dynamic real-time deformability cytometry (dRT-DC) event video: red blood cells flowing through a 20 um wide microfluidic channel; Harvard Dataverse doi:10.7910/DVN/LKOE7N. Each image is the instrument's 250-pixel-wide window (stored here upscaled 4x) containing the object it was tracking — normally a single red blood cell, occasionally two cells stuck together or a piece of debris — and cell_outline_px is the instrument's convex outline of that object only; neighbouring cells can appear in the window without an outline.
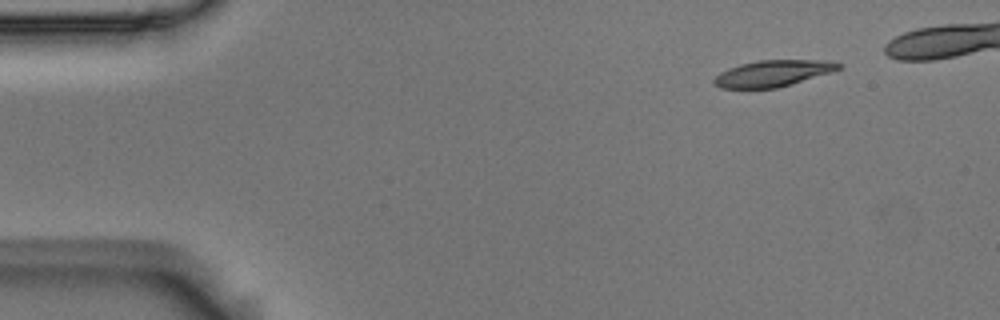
{"species": "Egyptian fruit bat (a non-hibernating species)", "species_latin": "Rousettus aegyptiacus", "temperature_condition": "room temperature", "stored_images_in_passage": 43, "camera_frame_rate_fps": 3000, "um_per_image_px": 0.085, "animal": {"sex": "male"}, "frame": {"image": 1, "passage_image": 1, "time_ms": 0.0, "image_size_px": [1000, 320], "cell_outline_px": [[840, 68], [792, 84], [776, 88], [720, 88], [712, 80], [720, 72], [728, 68], [740, 64], [760, 60], [820, 60], [840, 64]], "centroid_in_image_um": [65.61, 6.24], "position_along_channel_um": 19.4, "area_um2": 18.67}}
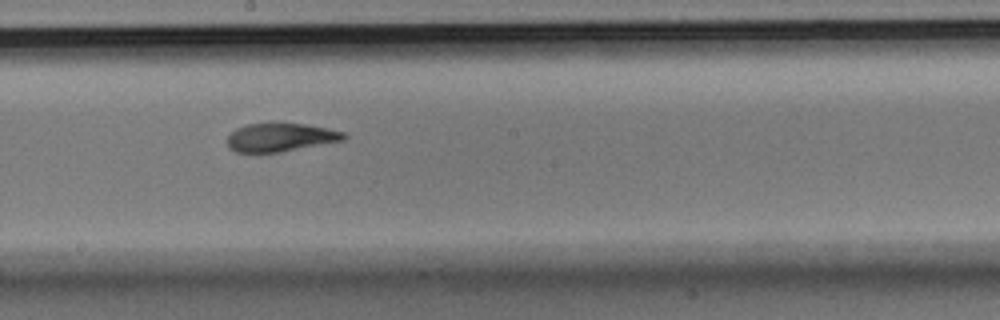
{"frame": {"image": 2, "passage_image": 25, "time_ms": 8.0, "image_size_px": [1000, 320], "cell_outline_px": [[348, 136], [344, 140], [280, 152], [236, 152], [228, 148], [228, 136], [236, 128], [248, 124], [276, 120], [304, 124], [328, 128], [344, 132]], "centroid_in_image_um": [23.84, 11.63], "position_along_channel_um": 224.4, "area_um2": 19.83}}
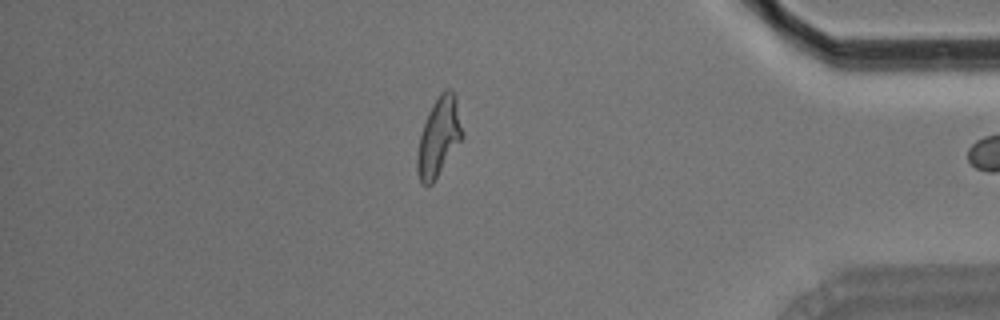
{"frame": {"image": 3, "passage_image": 42, "time_ms": 13.667, "image_size_px": [1000, 320], "cell_outline_px": [[464, 136], [432, 184], [424, 184], [420, 180], [416, 172], [416, 156], [420, 136], [428, 112], [432, 104], [440, 92], [444, 88], [448, 88], [456, 96], [464, 132]], "centroid_in_image_um": [37.31, 11.61], "position_along_channel_um": 397.9, "area_um2": 20.75}}